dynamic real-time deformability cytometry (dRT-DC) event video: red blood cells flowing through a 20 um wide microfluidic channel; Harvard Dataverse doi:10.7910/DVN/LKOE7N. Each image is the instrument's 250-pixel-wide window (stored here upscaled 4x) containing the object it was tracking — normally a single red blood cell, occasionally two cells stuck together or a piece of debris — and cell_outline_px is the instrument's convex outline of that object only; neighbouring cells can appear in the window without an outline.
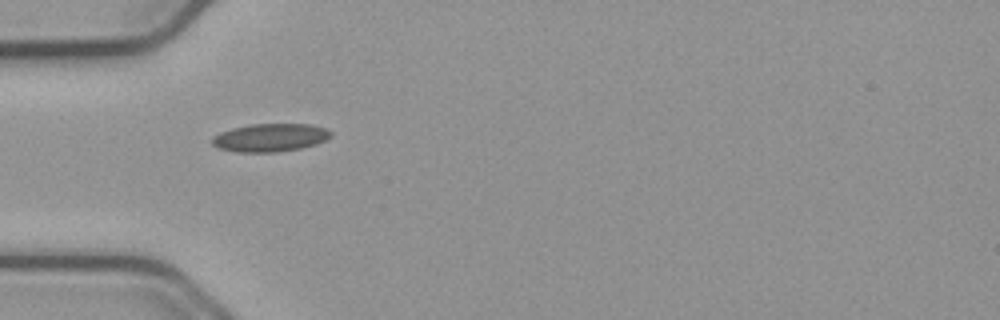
{"species": "common noctule bat (a hibernating species)", "species_latin": "Nyctalus noctula", "temperature_condition": "cold", "stored_images_in_passage": 39, "camera_frame_rate_fps": 3000, "um_per_image_px": 0.085, "animal": {"sex": "male", "body_mass_g": 23.1, "forearm_length_mm": 52.7}, "frame": {"image": 1, "passage_image": 1, "time_ms": 0.0, "image_size_px": [1000, 320], "cell_outline_px": [[332, 136], [316, 144], [300, 148], [276, 152], [236, 152], [220, 148], [212, 144], [212, 136], [220, 132], [232, 128], [252, 124], [308, 124], [328, 128], [332, 132]], "centroid_in_image_um": [22.97, 11.69], "position_along_channel_um": 62.0, "area_um2": 19.42}}
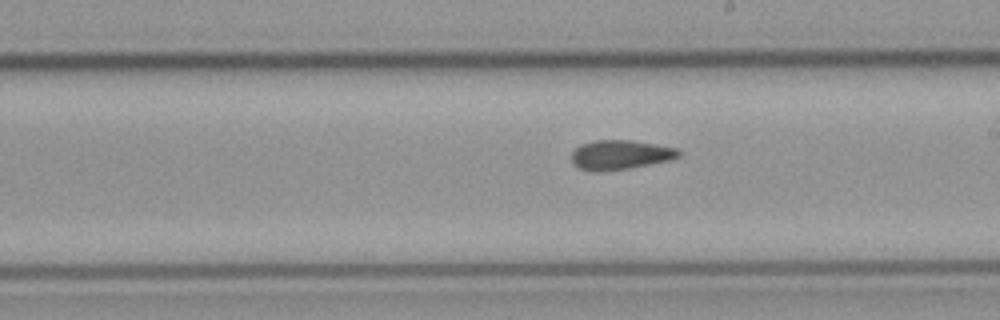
{"frame": {"image": 2, "passage_image": 15, "time_ms": 4.667, "image_size_px": [1000, 320], "cell_outline_px": [[680, 156], [668, 160], [628, 168], [580, 168], [572, 164], [572, 152], [580, 144], [596, 140], [628, 140], [676, 148], [680, 152]], "centroid_in_image_um": [52.73, 13.11], "position_along_channel_um": 236.3, "area_um2": 17.34}}
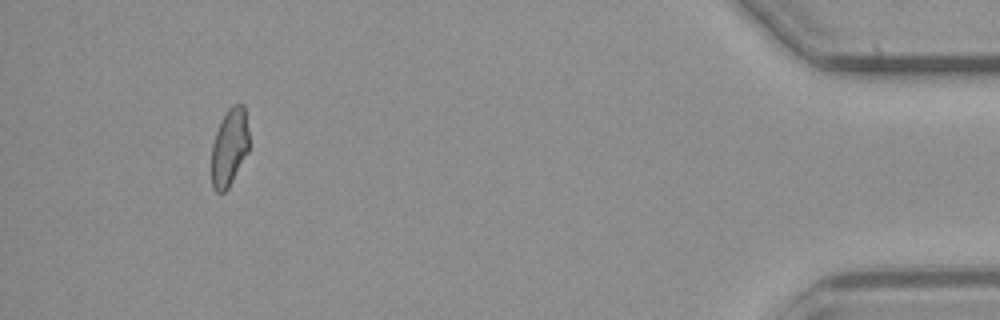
{"frame": {"image": 3, "passage_image": 35, "time_ms": 11.333, "image_size_px": [1000, 320], "cell_outline_px": [[248, 152], [228, 188], [224, 192], [216, 192], [212, 188], [212, 144], [220, 120], [228, 108], [232, 104], [244, 104], [248, 132]], "centroid_in_image_um": [19.49, 12.5], "position_along_channel_um": 415.7, "area_um2": 16.94}, "authors_computed_cell_mechanics": {"area_um2": 18.0336, "velocity_mm_per_s": 3.7477, "shape_relaxation_time_tau1_ms": null, "shape_relaxation_time_tau2_ms": 2.9869, "deformation_change_tau1": null, "deformation_change_tau2": 0.0784}}